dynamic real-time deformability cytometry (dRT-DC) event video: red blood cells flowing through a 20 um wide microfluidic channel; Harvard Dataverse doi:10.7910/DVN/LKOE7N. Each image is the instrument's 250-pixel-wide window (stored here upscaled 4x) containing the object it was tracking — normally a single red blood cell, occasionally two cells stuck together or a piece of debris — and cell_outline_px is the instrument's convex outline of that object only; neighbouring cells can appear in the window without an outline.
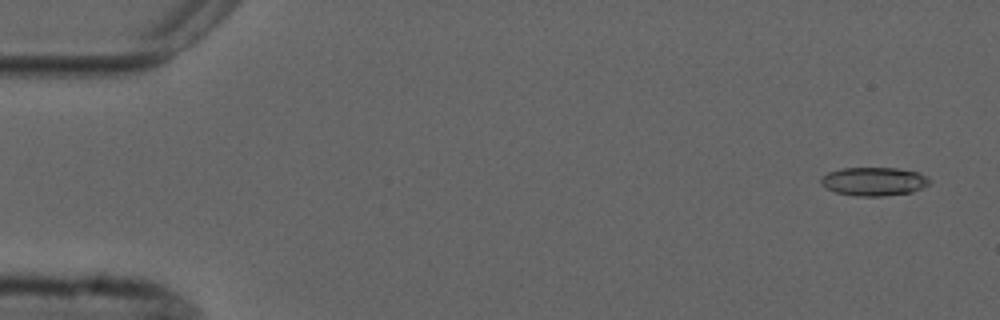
{"species": "common noctule bat (a hibernating species)", "species_latin": "Nyctalus noctula", "temperature_condition": "cold", "stored_images_in_passage": 6, "camera_frame_rate_fps": 3000, "um_per_image_px": 0.085, "animal": {"sex": "male", "forearm_length_mm": 52.5}, "frame": {"image": 1, "passage_image": 1, "time_ms": 0.0, "image_size_px": [1000, 320], "cell_outline_px": [[932, 180], [928, 184], [912, 192], [884, 196], [856, 196], [836, 192], [820, 184], [820, 180], [828, 172], [840, 168], [896, 168], [916, 172]], "centroid_in_image_um": [74.26, 15.42], "position_along_channel_um": 10.7, "area_um2": 17.86}}
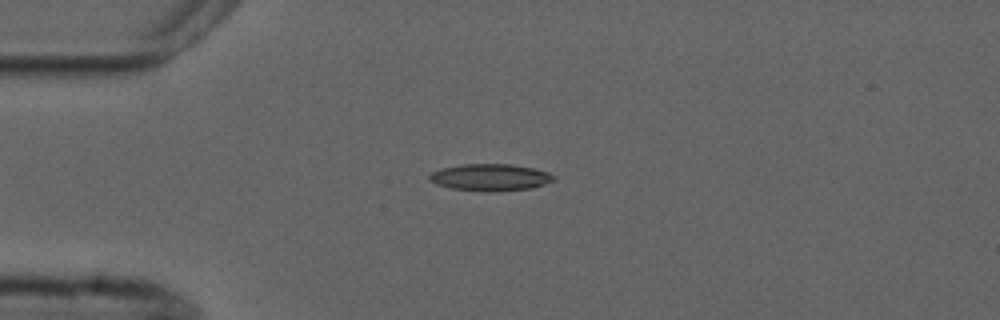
{"frame": {"image": 2, "passage_image": 4, "time_ms": 3.667, "image_size_px": [1000, 320], "cell_outline_px": [[556, 180], [532, 188], [452, 188], [436, 184], [428, 176], [432, 172], [440, 168], [460, 164], [512, 164], [532, 168], [548, 172], [556, 176]], "centroid_in_image_um": [41.7, 15.0], "position_along_channel_um": 43.3, "area_um2": 18.32}}
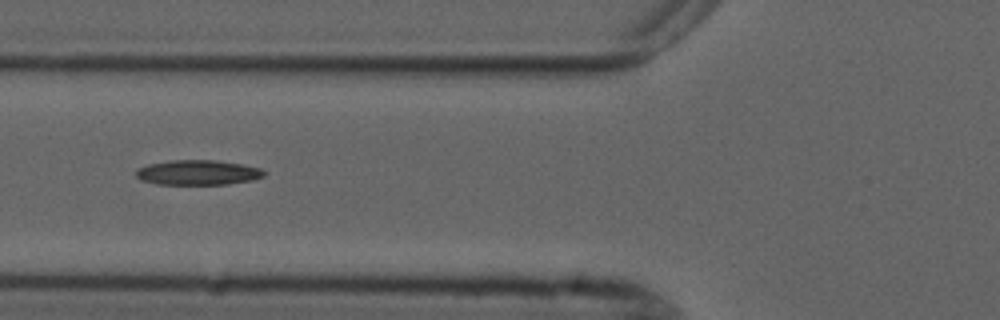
{"frame": {"image": 3, "passage_image": 6, "time_ms": 6.0, "image_size_px": [1000, 320], "cell_outline_px": [[264, 176], [252, 180], [228, 184], [156, 184], [140, 180], [136, 176], [136, 172], [140, 168], [148, 164], [172, 160], [216, 160], [240, 164], [260, 168], [264, 172]], "centroid_in_image_um": [16.8, 14.67], "position_along_channel_um": 109.0, "area_um2": 18.44}}